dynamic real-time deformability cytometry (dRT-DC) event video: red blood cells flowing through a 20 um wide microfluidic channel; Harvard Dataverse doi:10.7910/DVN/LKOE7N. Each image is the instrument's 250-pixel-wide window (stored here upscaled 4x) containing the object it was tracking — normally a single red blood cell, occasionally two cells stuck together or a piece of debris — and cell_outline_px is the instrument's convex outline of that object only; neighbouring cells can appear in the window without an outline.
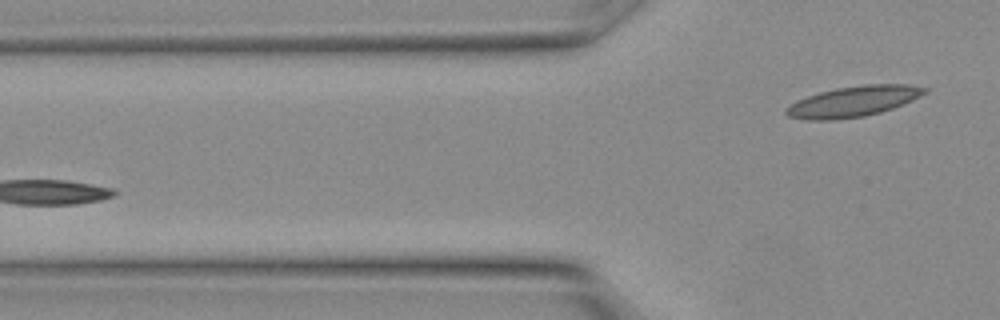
{"species": "Egyptian fruit bat (a non-hibernating species)", "species_latin": "Rousettus aegyptiacus", "temperature_condition": "warm", "stored_images_in_passage": 5, "segment_of_instrument_passage": [2, 2], "camera_frame_rate_fps": 3000, "um_per_image_px": 0.085, "animal": {"sex": "female"}, "frame": {"image": 1, "passage_image": 5, "time_ms": 1.333, "image_size_px": [1000, 320], "cell_outline_px": [[928, 92], [912, 100], [892, 108], [880, 112], [864, 116], [832, 120], [808, 120], [788, 116], [784, 112], [784, 108], [788, 104], [796, 100], [820, 92], [836, 88], [864, 84], [908, 84], [928, 88]], "centroid_in_image_um": [72.5, 8.62], "position_along_channel_um": 53.3, "area_um2": 24.74}}